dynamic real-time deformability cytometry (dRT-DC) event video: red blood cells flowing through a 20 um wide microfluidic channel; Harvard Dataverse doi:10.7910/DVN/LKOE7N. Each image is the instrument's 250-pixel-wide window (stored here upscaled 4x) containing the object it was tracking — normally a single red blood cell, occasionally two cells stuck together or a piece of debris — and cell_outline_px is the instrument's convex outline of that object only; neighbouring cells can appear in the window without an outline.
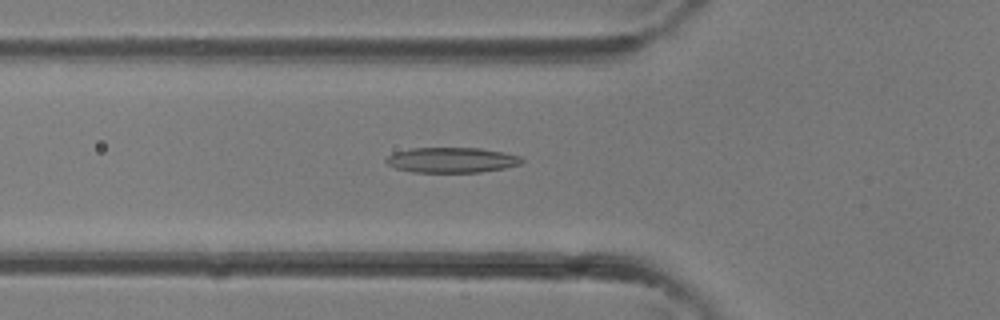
{"species": "common noctule bat (a hibernating species)", "species_latin": "Nyctalus noctula", "temperature_condition": "room temperature", "stored_images_in_passage": 31, "camera_frame_rate_fps": 3000, "um_per_image_px": 0.085, "animal": {"sex": "female"}, "frame": {"image": 1, "passage_image": 9, "time_ms": 2.667, "image_size_px": [1000, 320], "cell_outline_px": [[524, 160], [520, 164], [504, 168], [480, 172], [412, 172], [396, 168], [388, 164], [384, 160], [392, 152], [412, 148], [480, 148], [504, 152], [520, 156]], "centroid_in_image_um": [38.38, 13.6], "position_along_channel_um": 87.4, "area_um2": 20.0}}
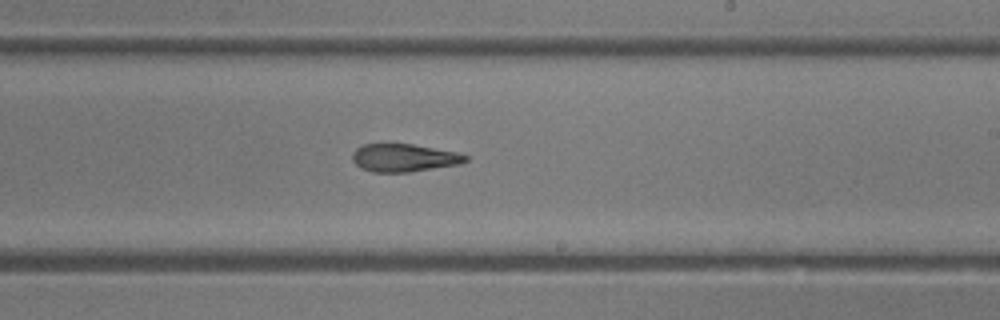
{"frame": {"image": 2, "passage_image": 18, "time_ms": 5.667, "image_size_px": [1000, 320], "cell_outline_px": [[468, 160], [460, 164], [408, 172], [372, 172], [360, 168], [352, 160], [352, 152], [356, 148], [364, 144], [412, 144], [456, 152], [468, 156]], "centroid_in_image_um": [34.31, 13.41], "position_along_channel_um": 254.7, "area_um2": 18.32}}
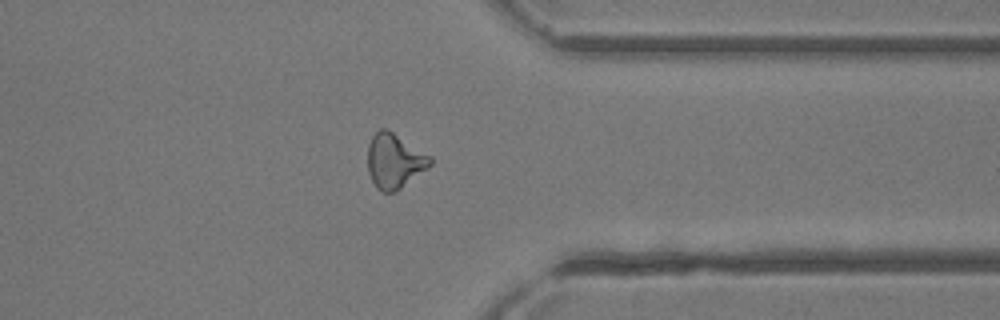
{"frame": {"image": 3, "passage_image": 25, "time_ms": 8.0, "image_size_px": [1000, 320], "cell_outline_px": [[432, 164], [428, 168], [396, 192], [380, 192], [376, 188], [368, 172], [368, 144], [372, 136], [380, 128], [388, 128], [432, 156]], "centroid_in_image_um": [33.54, 13.67], "position_along_channel_um": 377.9, "area_um2": 20.29}}